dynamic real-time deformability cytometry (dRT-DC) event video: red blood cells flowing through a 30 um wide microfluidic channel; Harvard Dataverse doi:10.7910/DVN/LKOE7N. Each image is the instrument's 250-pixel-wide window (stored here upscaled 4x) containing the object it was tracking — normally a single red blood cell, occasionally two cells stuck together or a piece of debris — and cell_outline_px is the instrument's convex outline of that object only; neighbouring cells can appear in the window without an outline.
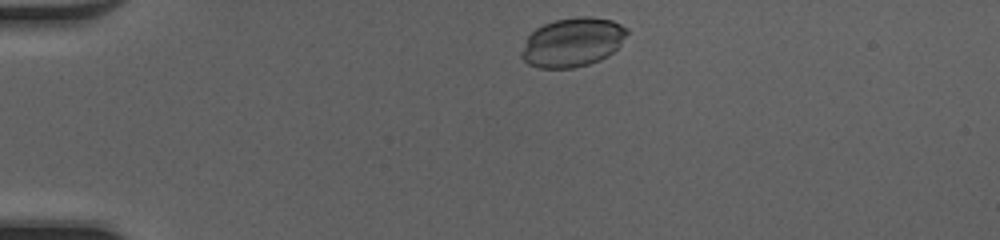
{"species": "common noctule bat (a hibernating species)", "species_latin": "Nyctalus noctula", "temperature_condition": "cold", "stored_images_in_passage": 40, "camera_frame_rate_fps": 3000, "um_per_image_px": 0.085, "animal": {"sex": "female", "body_mass_g": 20.0, "forearm_length_mm": 54.0}, "frame": {"image": 1, "passage_image": 2, "time_ms": 0.333, "image_size_px": [1000, 240], "cell_outline_px": [[628, 32], [620, 44], [608, 56], [600, 60], [588, 64], [572, 68], [540, 68], [528, 64], [520, 56], [520, 52], [528, 36], [536, 28], [544, 24], [556, 20], [576, 16], [588, 16], [612, 20], [628, 28]], "centroid_in_image_um": [48.66, 3.59], "position_along_channel_um": 36.3, "area_um2": 30.11}}
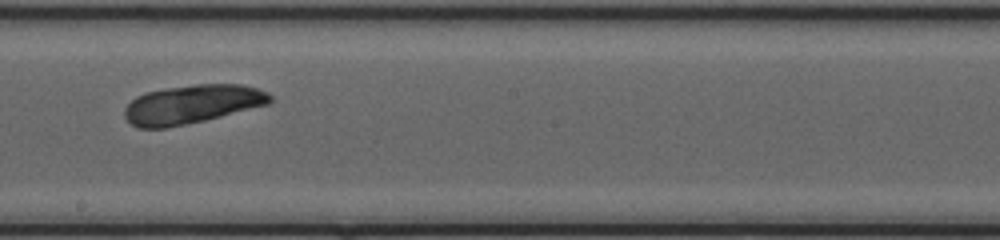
{"frame": {"image": 2, "passage_image": 20, "time_ms": 6.333, "image_size_px": [1000, 240], "cell_outline_px": [[272, 100], [268, 104], [204, 120], [168, 128], [136, 128], [124, 116], [124, 108], [136, 96], [144, 92], [164, 88], [196, 84], [240, 84], [256, 88], [268, 92], [272, 96]], "centroid_in_image_um": [16.29, 8.85], "position_along_channel_um": 231.9, "area_um2": 32.83}}
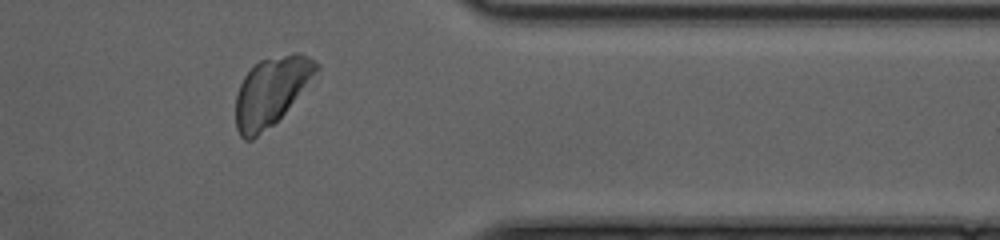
{"frame": {"image": 3, "passage_image": 32, "time_ms": 10.333, "image_size_px": [1000, 240], "cell_outline_px": [[320, 68], [284, 112], [272, 124], [252, 140], [244, 140], [240, 136], [236, 128], [236, 92], [244, 76], [260, 60], [292, 52], [296, 52], [308, 56], [320, 64]], "centroid_in_image_um": [23.03, 7.74], "position_along_channel_um": 388.4, "area_um2": 31.56}}